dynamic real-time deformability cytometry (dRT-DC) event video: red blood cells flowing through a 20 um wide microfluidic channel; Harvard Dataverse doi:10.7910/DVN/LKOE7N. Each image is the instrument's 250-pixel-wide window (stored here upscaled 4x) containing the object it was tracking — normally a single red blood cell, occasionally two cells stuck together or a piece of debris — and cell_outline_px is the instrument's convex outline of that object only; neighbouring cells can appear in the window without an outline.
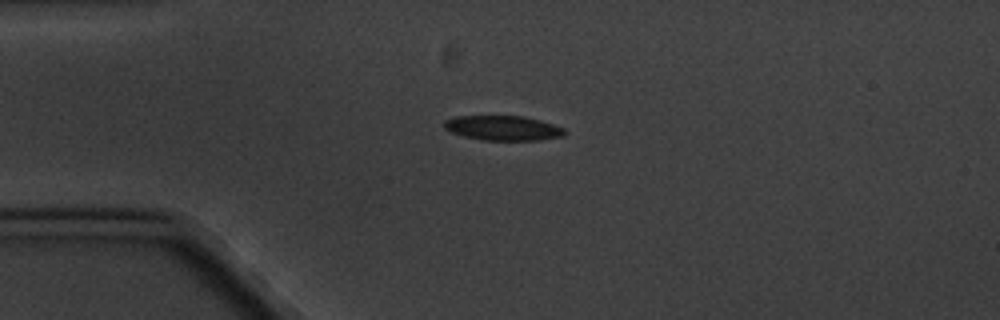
{"species": "common noctule bat (a hibernating species)", "species_latin": "Nyctalus noctula", "temperature_condition": "cold", "stored_images_in_passage": 4, "camera_frame_rate_fps": 3000, "um_per_image_px": 0.085, "animal": {"sex": "male", "body_mass_g": 20.1, "forearm_length_mm": 53.5}, "frame": {"image": 1, "passage_image": 2, "time_ms": 1.333, "image_size_px": [1000, 320], "cell_outline_px": [[564, 136], [540, 140], [484, 140], [464, 136], [452, 132], [444, 128], [444, 120], [456, 116], [524, 116], [540, 120], [564, 128]], "centroid_in_image_um": [42.75, 10.88], "position_along_channel_um": 42.3, "area_um2": 17.28}}